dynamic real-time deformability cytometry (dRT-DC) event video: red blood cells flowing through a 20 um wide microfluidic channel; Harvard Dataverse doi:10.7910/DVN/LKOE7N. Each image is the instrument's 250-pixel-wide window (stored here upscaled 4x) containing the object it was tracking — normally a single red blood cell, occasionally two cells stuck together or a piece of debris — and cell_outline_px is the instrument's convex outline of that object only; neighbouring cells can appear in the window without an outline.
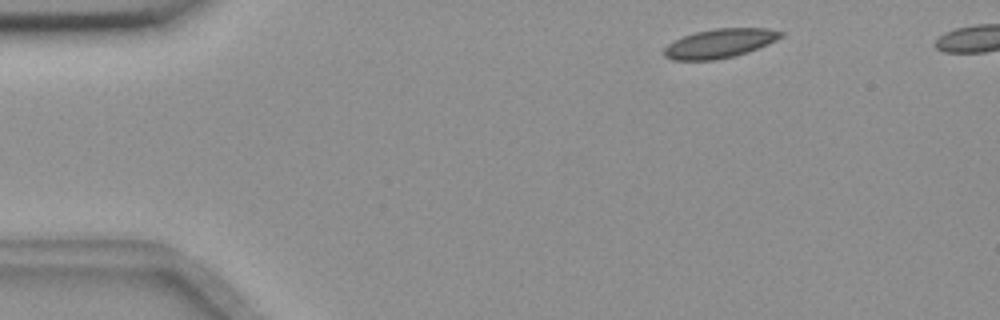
{"species": "common noctule bat (a hibernating species)", "species_latin": "Nyctalus noctula", "temperature_condition": "room temperature", "stored_images_in_passage": 48, "camera_frame_rate_fps": 3000, "um_per_image_px": 0.085, "animal": {"sex": "female", "body_mass_g": 18.4}, "frame": {"image": 1, "passage_image": 3, "time_ms": 0.667, "image_size_px": [1000, 320], "cell_outline_px": [[784, 36], [776, 40], [748, 52], [732, 56], [712, 60], [672, 60], [664, 56], [664, 48], [668, 44], [684, 36], [696, 32], [716, 28], [768, 28], [784, 32]], "centroid_in_image_um": [61.19, 3.68], "position_along_channel_um": 23.8, "area_um2": 19.59}}
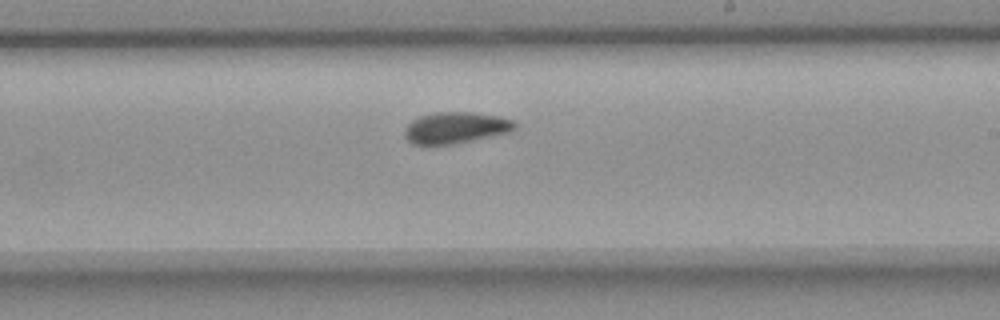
{"frame": {"image": 2, "passage_image": 28, "time_ms": 9.0, "image_size_px": [1000, 320], "cell_outline_px": [[516, 128], [508, 132], [452, 144], [412, 144], [404, 136], [404, 128], [412, 120], [420, 116], [436, 112], [472, 112], [500, 116], [512, 120], [516, 124]], "centroid_in_image_um": [38.7, 10.84], "position_along_channel_um": 250.3, "area_um2": 19.94}}
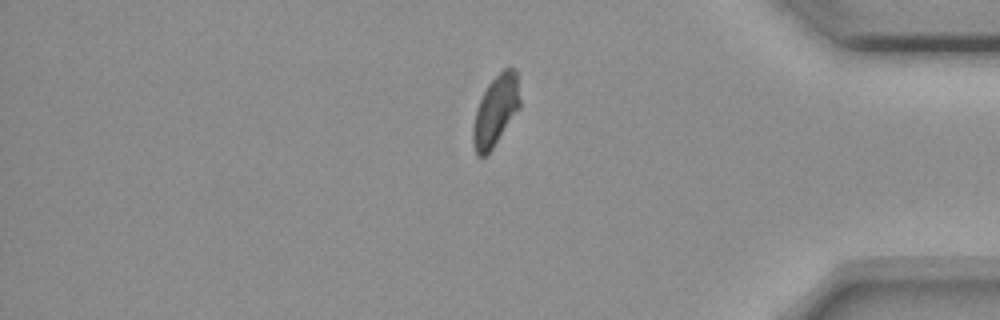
{"frame": {"image": 3, "passage_image": 42, "time_ms": 13.667, "image_size_px": [1000, 320], "cell_outline_px": [[520, 108], [492, 148], [484, 156], [476, 156], [472, 144], [472, 128], [476, 112], [480, 100], [488, 84], [504, 68], [516, 68], [520, 100]], "centroid_in_image_um": [42.13, 9.41], "position_along_channel_um": 393.1, "area_um2": 19.07}, "authors_computed_cell_mechanics": {"area_um2": 19.8254, "velocity_mm_per_s": 3.617, "shape_relaxation_time_tau1_ms": 4.2371, "shape_relaxation_time_tau2_ms": 3.2184, "deformation_change_tau1": 0.1131, "deformation_change_tau2": 0.0739}}